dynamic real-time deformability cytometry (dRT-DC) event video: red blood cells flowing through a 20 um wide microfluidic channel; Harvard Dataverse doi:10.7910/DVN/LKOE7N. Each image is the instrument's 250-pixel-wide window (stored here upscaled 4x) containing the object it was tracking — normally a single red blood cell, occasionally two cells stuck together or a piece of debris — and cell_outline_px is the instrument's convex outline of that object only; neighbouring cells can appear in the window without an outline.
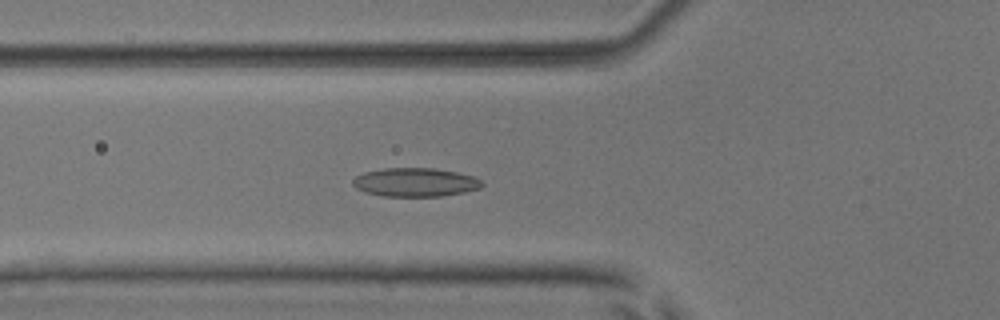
{"species": "common noctule bat (a hibernating species)", "species_latin": "Nyctalus noctula", "temperature_condition": "room temperature", "stored_images_in_passage": 53, "camera_frame_rate_fps": 3000, "um_per_image_px": 0.085, "animal": {"sex": "male", "body_mass_g": 17.9, "forearm_length_mm": 54.2}, "frame": {"image": 1, "passage_image": 19, "time_ms": 6.0, "image_size_px": [1000, 320], "cell_outline_px": [[484, 184], [480, 188], [464, 192], [440, 196], [384, 196], [364, 192], [356, 188], [352, 184], [352, 180], [356, 176], [364, 172], [384, 168], [432, 168], [456, 172], [476, 176]], "centroid_in_image_um": [35.29, 15.49], "position_along_channel_um": 90.5, "area_um2": 21.62}}
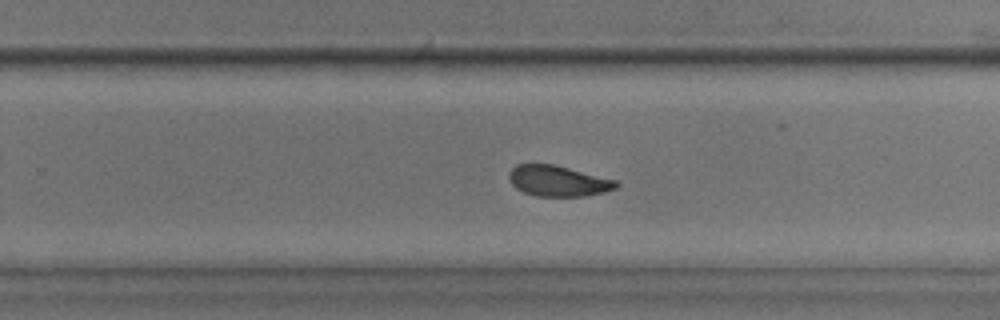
{"frame": {"image": 2, "passage_image": 34, "time_ms": 11.0, "image_size_px": [1000, 320], "cell_outline_px": [[620, 184], [616, 188], [604, 192], [584, 196], [536, 196], [524, 192], [516, 188], [512, 184], [508, 176], [508, 172], [516, 164], [556, 164], [616, 180]], "centroid_in_image_um": [47.43, 15.37], "position_along_channel_um": 282.4, "area_um2": 19.31}}
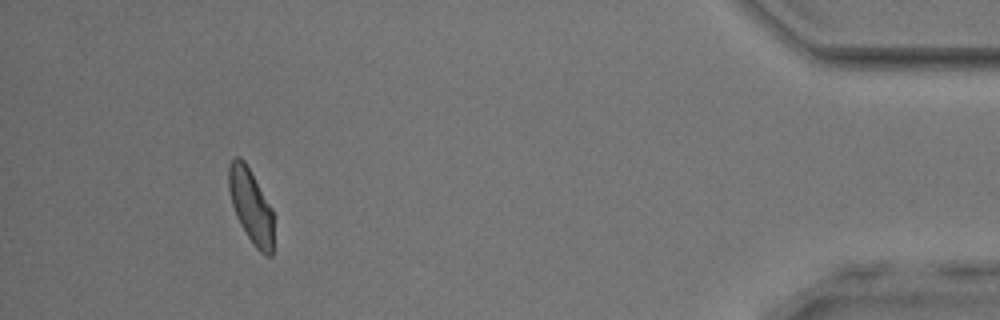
{"frame": {"image": 3, "passage_image": 49, "time_ms": 16.0, "image_size_px": [1000, 320], "cell_outline_px": [[272, 256], [264, 256], [256, 248], [240, 224], [236, 216], [232, 204], [228, 188], [228, 168], [232, 160], [236, 156], [240, 156], [244, 160], [272, 208]], "centroid_in_image_um": [21.31, 17.5], "position_along_channel_um": 413.9, "area_um2": 19.13}, "authors_computed_cell_mechanics": {"area_um2": 19.9988, "velocity_mm_per_s": 3.8458, "shape_relaxation_time_tau1_ms": 7.1875, "shape_relaxation_time_tau2_ms": 3.8136, "deformation_change_tau1": 0.1549, "deformation_change_tau2": 0.0953}}